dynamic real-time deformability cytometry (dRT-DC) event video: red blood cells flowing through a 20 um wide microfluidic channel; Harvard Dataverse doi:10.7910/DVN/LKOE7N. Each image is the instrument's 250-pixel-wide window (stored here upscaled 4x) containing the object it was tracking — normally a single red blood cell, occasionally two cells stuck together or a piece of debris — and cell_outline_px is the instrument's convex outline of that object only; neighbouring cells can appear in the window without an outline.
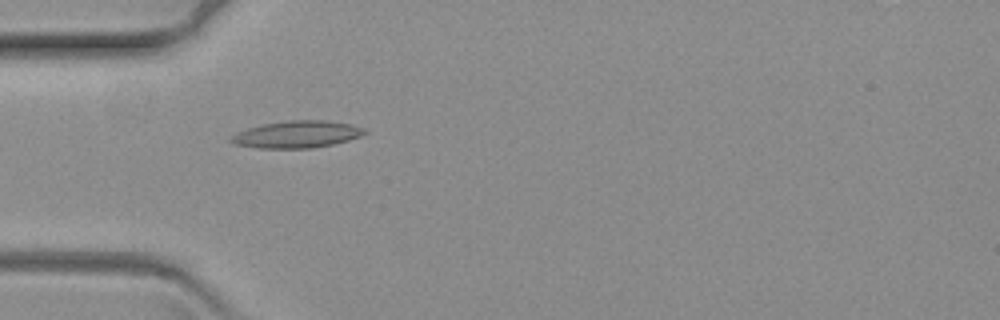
{"species": "common noctule bat (a hibernating species)", "species_latin": "Nyctalus noctula", "temperature_condition": "warm", "stored_images_in_passage": 65, "camera_frame_rate_fps": 3000, "um_per_image_px": 0.085, "animal": {"sex": "female", "body_mass_g": 19.3, "forearm_length_mm": 54.1}, "frame": {"image": 1, "passage_image": 20, "time_ms": 6.333, "image_size_px": [1000, 320], "cell_outline_px": [[368, 132], [360, 136], [348, 140], [332, 144], [312, 148], [260, 148], [236, 144], [228, 140], [236, 132], [248, 128], [264, 124], [288, 120], [324, 120], [352, 124], [364, 128]], "centroid_in_image_um": [25.25, 11.41], "position_along_channel_um": 59.7, "area_um2": 20.92}}
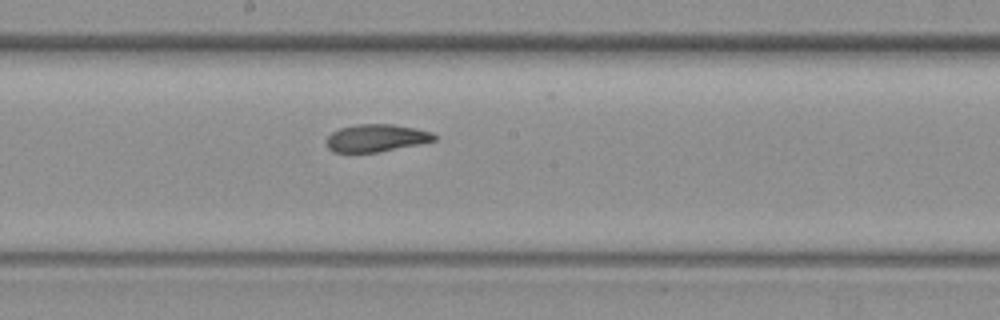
{"frame": {"image": 2, "passage_image": 35, "time_ms": 11.333, "image_size_px": [1000, 320], "cell_outline_px": [[436, 140], [420, 144], [380, 152], [332, 152], [328, 148], [328, 136], [332, 132], [340, 128], [356, 124], [392, 124], [416, 128], [432, 132], [436, 136]], "centroid_in_image_um": [32.01, 11.73], "position_along_channel_um": 216.2, "area_um2": 17.28}}
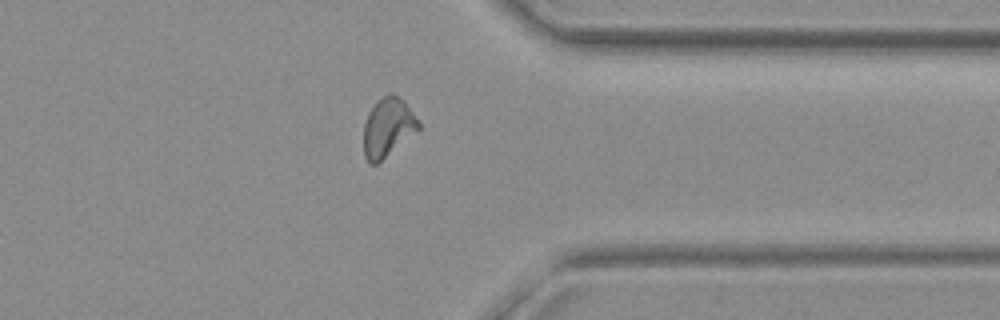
{"frame": {"image": 3, "passage_image": 51, "time_ms": 16.667, "image_size_px": [1000, 320], "cell_outline_px": [[420, 128], [376, 164], [368, 164], [364, 156], [364, 124], [368, 112], [376, 100], [388, 92], [392, 92], [404, 100], [420, 124]], "centroid_in_image_um": [32.93, 10.79], "position_along_channel_um": 378.5, "area_um2": 18.73}}